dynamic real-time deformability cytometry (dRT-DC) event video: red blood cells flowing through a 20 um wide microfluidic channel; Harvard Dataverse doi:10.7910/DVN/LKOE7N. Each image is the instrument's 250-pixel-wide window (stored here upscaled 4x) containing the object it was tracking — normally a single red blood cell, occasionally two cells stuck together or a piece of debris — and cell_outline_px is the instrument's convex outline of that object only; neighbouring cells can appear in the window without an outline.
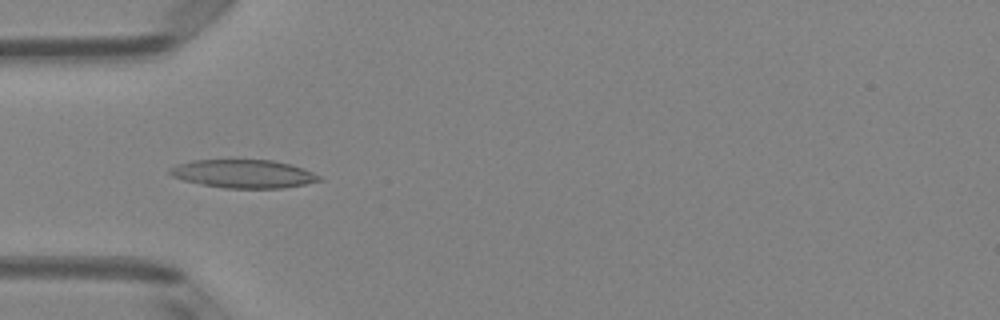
{"species": "Egyptian fruit bat (a non-hibernating species)", "species_latin": "Rousettus aegyptiacus", "temperature_condition": "room temperature", "stored_images_in_passage": 40, "camera_frame_rate_fps": 3000, "um_per_image_px": 0.085, "animal": {"sex": "female"}, "frame": {"image": 1, "passage_image": 6, "time_ms": 1.667, "image_size_px": [1000, 320], "cell_outline_px": [[324, 180], [304, 184], [280, 188], [224, 188], [184, 180], [172, 176], [168, 172], [168, 168], [192, 160], [272, 160], [304, 168], [320, 176]], "centroid_in_image_um": [20.71, 14.77], "position_along_channel_um": 64.3, "area_um2": 24.39}}
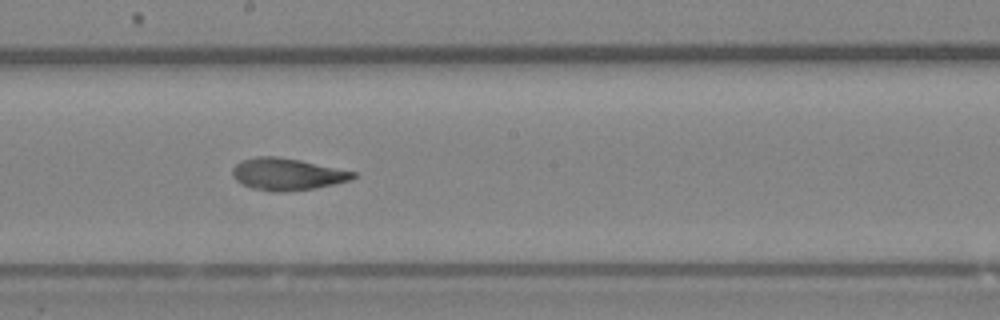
{"frame": {"image": 2, "passage_image": 18, "time_ms": 5.667, "image_size_px": [1000, 320], "cell_outline_px": [[356, 176], [352, 180], [316, 188], [276, 192], [252, 188], [236, 180], [232, 176], [232, 168], [236, 164], [244, 160], [256, 156], [276, 156], [300, 160], [356, 172]], "centroid_in_image_um": [24.42, 14.8], "position_along_channel_um": 223.8, "area_um2": 22.31}}
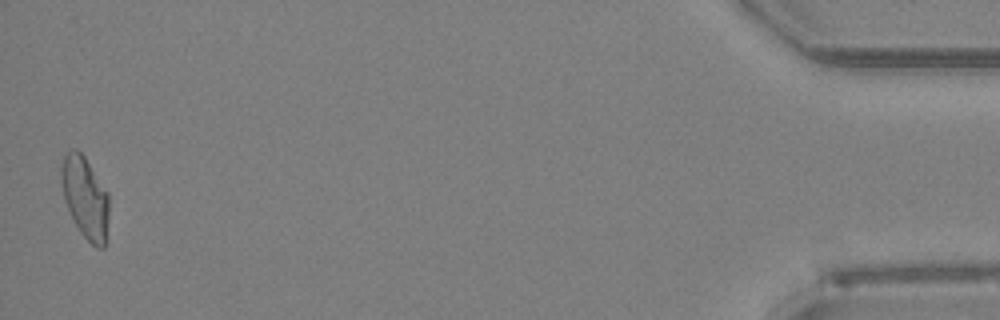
{"frame": {"image": 3, "passage_image": 40, "time_ms": 13.0, "image_size_px": [1000, 320], "cell_outline_px": [[108, 216], [104, 248], [96, 248], [80, 232], [64, 200], [60, 184], [60, 168], [64, 156], [72, 148], [76, 148], [84, 156], [108, 192]], "centroid_in_image_um": [7.22, 16.76], "position_along_channel_um": 428.0, "area_um2": 22.6}, "authors_computed_cell_mechanics": {"area_um2": 22.6287, "velocity_mm_per_s": 4.008, "shape_relaxation_time_tau1_ms": 7.4975, "shape_relaxation_time_tau2_ms": 1.9915, "deformation_change_tau1": 0.2129, "deformation_change_tau2": 0.0891}}